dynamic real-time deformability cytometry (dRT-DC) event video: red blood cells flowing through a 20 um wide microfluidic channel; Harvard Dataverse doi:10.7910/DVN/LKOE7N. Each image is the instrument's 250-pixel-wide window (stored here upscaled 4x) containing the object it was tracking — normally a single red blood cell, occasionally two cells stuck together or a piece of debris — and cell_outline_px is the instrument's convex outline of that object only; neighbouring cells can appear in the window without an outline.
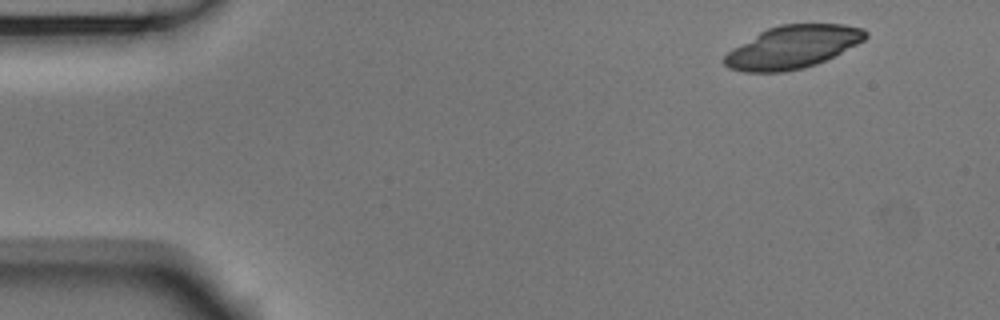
{"species": "Egyptian fruit bat (a non-hibernating species)", "species_latin": "Rousettus aegyptiacus", "temperature_condition": "room temperature", "stored_images_in_passage": 49, "camera_frame_rate_fps": 3000, "um_per_image_px": 0.085, "animal": {"sex": "male"}, "frame": {"image": 1, "passage_image": 1, "time_ms": 0.0, "image_size_px": [1000, 320], "cell_outline_px": [[868, 36], [864, 40], [816, 64], [804, 68], [784, 72], [744, 72], [728, 68], [724, 64], [724, 56], [728, 52], [760, 32], [768, 28], [780, 24], [844, 24], [864, 28], [868, 32]], "centroid_in_image_um": [67.38, 4.0], "position_along_channel_um": 17.6, "area_um2": 34.8}}